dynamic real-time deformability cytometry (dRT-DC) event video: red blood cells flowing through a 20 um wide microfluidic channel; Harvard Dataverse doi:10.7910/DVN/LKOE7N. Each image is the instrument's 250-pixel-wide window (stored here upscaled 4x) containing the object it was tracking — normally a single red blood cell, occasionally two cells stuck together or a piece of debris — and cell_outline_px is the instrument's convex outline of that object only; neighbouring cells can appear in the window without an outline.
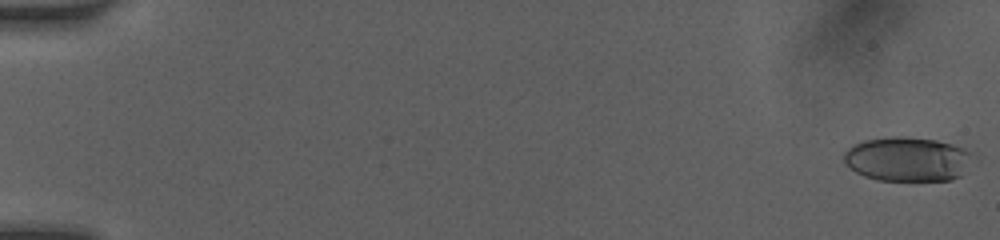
{"species": "human", "species_latin": "Homo sapiens", "temperature_condition": "room temperature", "stored_images_in_passage": 13, "camera_frame_rate_fps": 3000, "um_per_image_px": 0.085, "donor": {"sex": "female"}, "frame": {"image": 1, "passage_image": 1, "time_ms": 0.0, "image_size_px": [1000, 240], "cell_outline_px": [[976, 156], [960, 176], [952, 180], [876, 180], [864, 176], [856, 172], [844, 164], [844, 152], [848, 148], [864, 140], [884, 136], [908, 136], [936, 140], [952, 144], [964, 148], [972, 152]], "centroid_in_image_um": [77.15, 13.51], "position_along_channel_um": 7.8, "area_um2": 33.76}}